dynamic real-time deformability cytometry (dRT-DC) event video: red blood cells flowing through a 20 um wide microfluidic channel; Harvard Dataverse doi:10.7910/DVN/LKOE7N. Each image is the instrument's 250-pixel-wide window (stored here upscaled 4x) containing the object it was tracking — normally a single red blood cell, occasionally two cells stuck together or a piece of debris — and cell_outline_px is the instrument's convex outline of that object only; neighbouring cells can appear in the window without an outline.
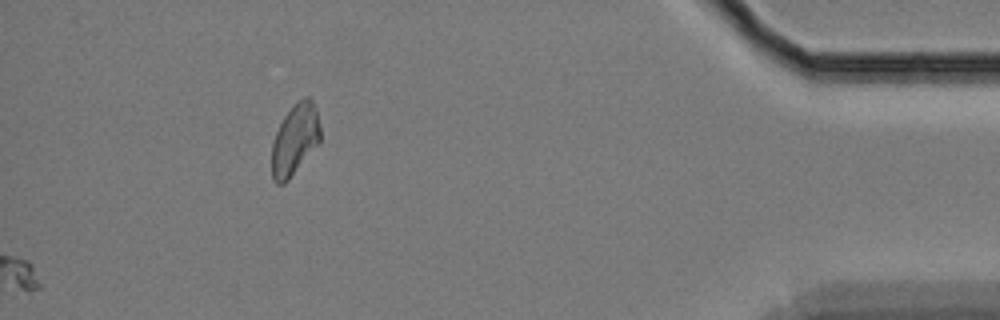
{"species": "Egyptian fruit bat (a non-hibernating species)", "species_latin": "Rousettus aegyptiacus", "temperature_condition": "cold", "stored_images_in_passage": 54, "segment_of_instrument_passage": [3, 3], "camera_frame_rate_fps": 3000, "um_per_image_px": 0.085, "animal": {"sex": "female"}, "frame": {"image": 1, "passage_image": 54, "time_ms": 17.667, "image_size_px": [1000, 320], "cell_outline_px": [[320, 144], [288, 180], [284, 184], [276, 184], [272, 180], [272, 144], [276, 132], [284, 116], [296, 100], [304, 96], [308, 96], [312, 100], [316, 108], [320, 128]], "centroid_in_image_um": [25.08, 11.86], "position_along_channel_um": 410.1, "area_um2": 20.4}}